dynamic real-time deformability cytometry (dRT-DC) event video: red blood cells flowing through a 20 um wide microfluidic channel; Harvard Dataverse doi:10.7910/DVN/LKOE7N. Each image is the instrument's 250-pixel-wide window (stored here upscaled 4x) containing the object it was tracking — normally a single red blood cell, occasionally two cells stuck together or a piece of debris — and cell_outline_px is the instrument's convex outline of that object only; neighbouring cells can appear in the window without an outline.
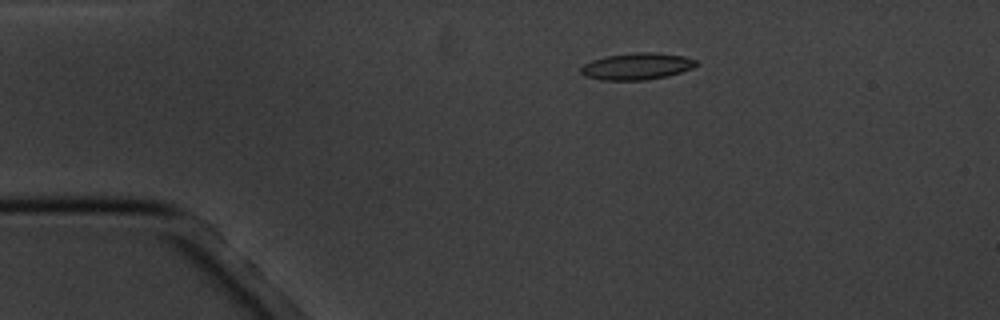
{"species": "common noctule bat (a hibernating species)", "species_latin": "Nyctalus noctula", "temperature_condition": "cold", "stored_images_in_passage": 8, "camera_frame_rate_fps": 3000, "um_per_image_px": 0.085, "animal": {"sex": "male", "body_mass_g": 20.1, "forearm_length_mm": 53.5}, "frame": {"image": 1, "passage_image": 3, "time_ms": 2.333, "image_size_px": [1000, 320], "cell_outline_px": [[696, 64], [692, 68], [668, 76], [644, 80], [600, 80], [584, 76], [580, 72], [580, 68], [584, 64], [592, 60], [604, 56], [632, 52], [652, 52], [684, 56], [696, 60]], "centroid_in_image_um": [54.08, 5.63], "position_along_channel_um": 30.9, "area_um2": 18.03}}
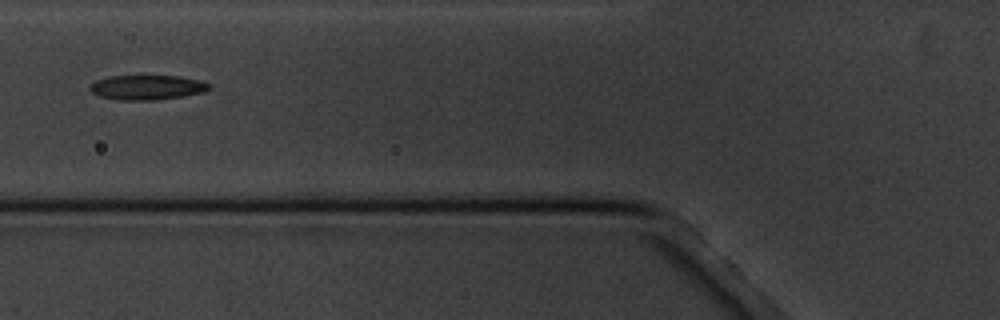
{"frame": {"image": 2, "passage_image": 6, "time_ms": 6.0, "image_size_px": [1000, 320], "cell_outline_px": [[212, 88], [204, 92], [180, 96], [152, 100], [120, 100], [100, 96], [92, 92], [88, 88], [96, 80], [108, 76], [180, 76], [200, 80], [208, 84]], "centroid_in_image_um": [12.49, 7.42], "position_along_channel_um": 113.3, "area_um2": 16.99}}
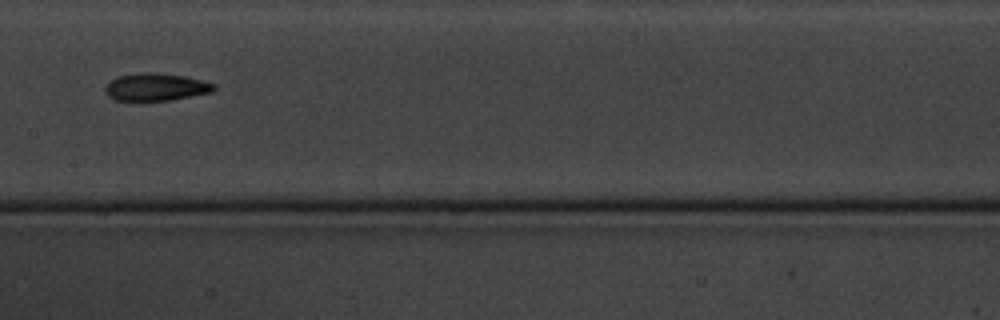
{"frame": {"image": 3, "passage_image": 8, "time_ms": 8.333, "image_size_px": [1000, 320], "cell_outline_px": [[216, 88], [212, 92], [172, 100], [140, 104], [136, 104], [112, 100], [108, 96], [104, 88], [108, 80], [116, 76], [144, 72], [156, 72], [184, 76], [216, 84]], "centroid_in_image_um": [13.15, 7.45], "position_along_channel_um": 194.3, "area_um2": 18.5}}